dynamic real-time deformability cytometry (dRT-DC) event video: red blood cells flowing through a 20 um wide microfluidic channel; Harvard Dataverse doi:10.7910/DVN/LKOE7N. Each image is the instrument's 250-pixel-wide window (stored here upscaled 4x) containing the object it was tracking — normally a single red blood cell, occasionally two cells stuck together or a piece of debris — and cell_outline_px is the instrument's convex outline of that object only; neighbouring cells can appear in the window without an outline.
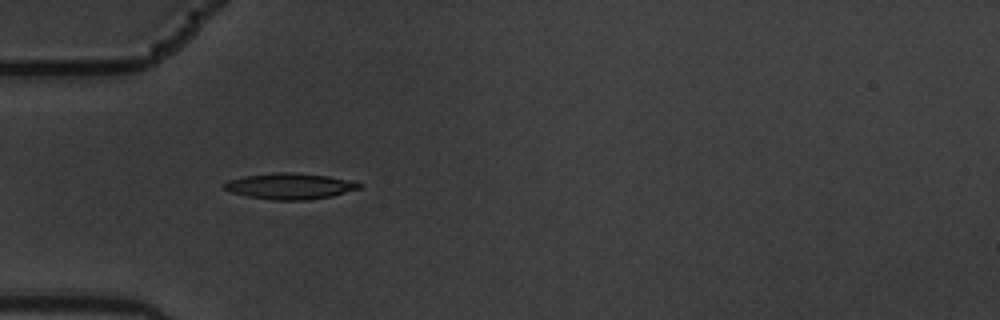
{"species": "common noctule bat (a hibernating species)", "species_latin": "Nyctalus noctula", "temperature_condition": "warm", "stored_images_in_passage": 7, "camera_frame_rate_fps": 3000, "um_per_image_px": 0.085, "animal": {"sex": "male", "body_mass_g": 19.5, "forearm_length_mm": 54.6}, "frame": {"image": 1, "passage_image": 5, "time_ms": 1.333, "image_size_px": [1000, 320], "cell_outline_px": [[364, 184], [360, 188], [332, 196], [308, 200], [272, 200], [248, 196], [232, 192], [224, 188], [220, 184], [228, 180], [244, 176], [276, 172], [292, 172], [328, 176], [352, 180]], "centroid_in_image_um": [24.65, 15.82], "position_along_channel_um": 60.3, "area_um2": 20.58}}
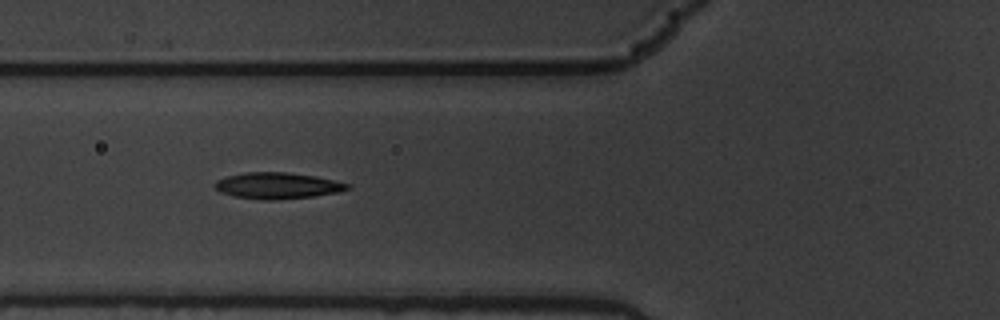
{"frame": {"image": 2, "passage_image": 6, "time_ms": 1.667, "image_size_px": [1000, 320], "cell_outline_px": [[352, 188], [340, 192], [312, 196], [276, 200], [260, 200], [236, 196], [220, 192], [212, 184], [216, 180], [224, 176], [244, 172], [288, 172], [316, 176], [352, 184]], "centroid_in_image_um": [23.59, 15.77], "position_along_channel_um": 102.2, "area_um2": 20.58}}
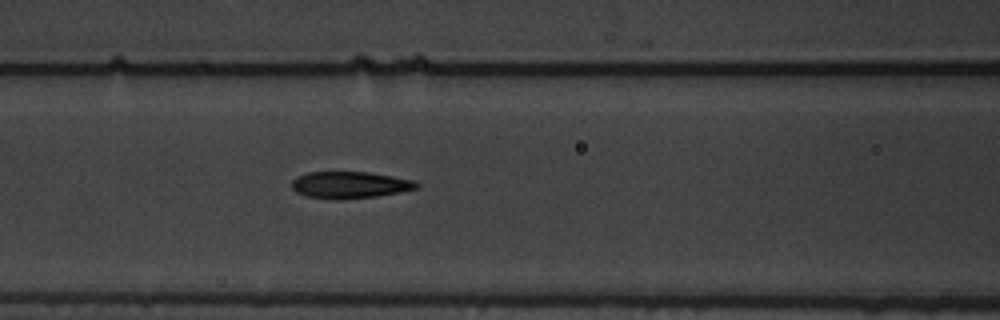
{"frame": {"image": 3, "passage_image": 7, "time_ms": 2.0, "image_size_px": [1000, 320], "cell_outline_px": [[420, 184], [416, 188], [400, 192], [376, 196], [344, 200], [336, 200], [308, 196], [296, 192], [292, 188], [292, 180], [296, 176], [308, 172], [368, 172], [392, 176], [412, 180]], "centroid_in_image_um": [29.7, 15.72], "position_along_channel_um": 136.9, "area_um2": 19.48}}